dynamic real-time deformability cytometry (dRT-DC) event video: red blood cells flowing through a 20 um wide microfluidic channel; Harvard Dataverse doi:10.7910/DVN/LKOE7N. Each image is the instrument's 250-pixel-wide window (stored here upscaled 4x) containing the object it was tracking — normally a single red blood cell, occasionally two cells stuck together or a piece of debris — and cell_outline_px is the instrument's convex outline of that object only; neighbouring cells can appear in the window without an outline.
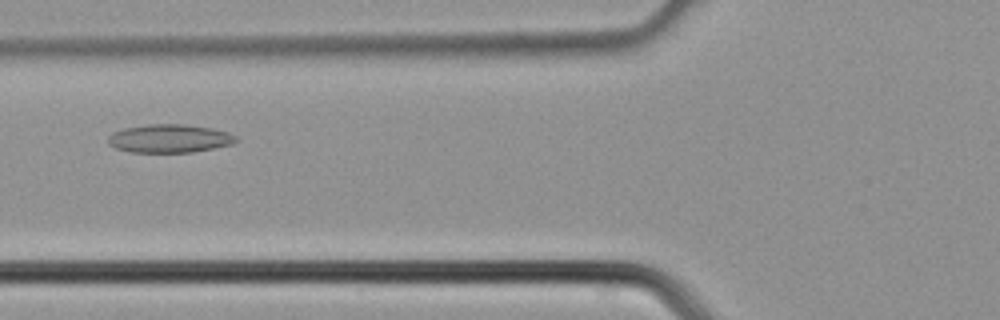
{"species": "common noctule bat (a hibernating species)", "species_latin": "Nyctalus noctula", "temperature_condition": "cold", "stored_images_in_passage": 3, "camera_frame_rate_fps": 3000, "um_per_image_px": 0.085, "animal": {"sex": "male", "body_mass_g": 21.5, "forearm_length_mm": 52.0}, "frame": {"image": 1, "passage_image": 3, "time_ms": 0.667, "image_size_px": [1000, 320], "cell_outline_px": [[240, 140], [232, 144], [192, 152], [132, 152], [116, 148], [108, 144], [108, 136], [112, 132], [124, 128], [148, 124], [184, 124], [212, 128], [228, 132], [236, 136]], "centroid_in_image_um": [14.41, 11.76], "position_along_channel_um": 111.4, "area_um2": 21.15}}